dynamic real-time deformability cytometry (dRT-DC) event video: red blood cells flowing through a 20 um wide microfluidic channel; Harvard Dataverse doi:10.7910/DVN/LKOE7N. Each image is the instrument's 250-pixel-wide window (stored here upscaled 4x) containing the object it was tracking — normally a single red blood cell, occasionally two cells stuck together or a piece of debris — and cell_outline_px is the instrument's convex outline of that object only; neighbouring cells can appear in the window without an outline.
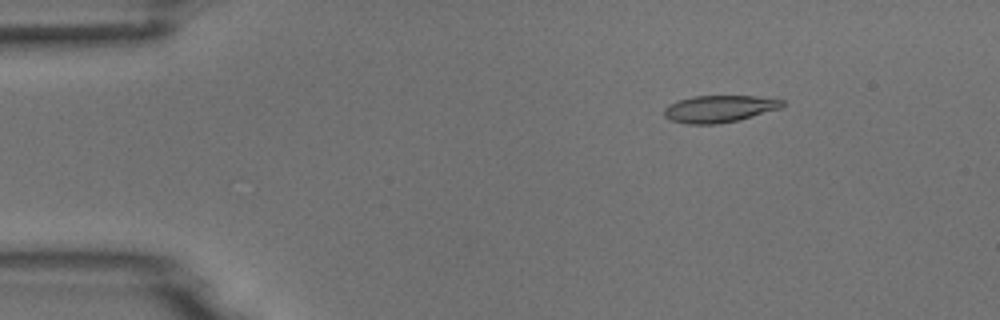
{"species": "common noctule bat (a hibernating species)", "species_latin": "Nyctalus noctula", "temperature_condition": "room temperature", "stored_images_in_passage": 53, "camera_frame_rate_fps": 3000, "um_per_image_px": 0.085, "animal": {"sex": "male", "body_mass_g": 18.8}, "frame": {"image": 1, "passage_image": 8, "time_ms": 2.333, "image_size_px": [1000, 320], "cell_outline_px": [[784, 104], [780, 108], [736, 120], [716, 124], [688, 124], [672, 120], [664, 116], [664, 108], [668, 104], [692, 96], [756, 96], [784, 100]], "centroid_in_image_um": [61.1, 9.24], "position_along_channel_um": 23.9, "area_um2": 18.32}}
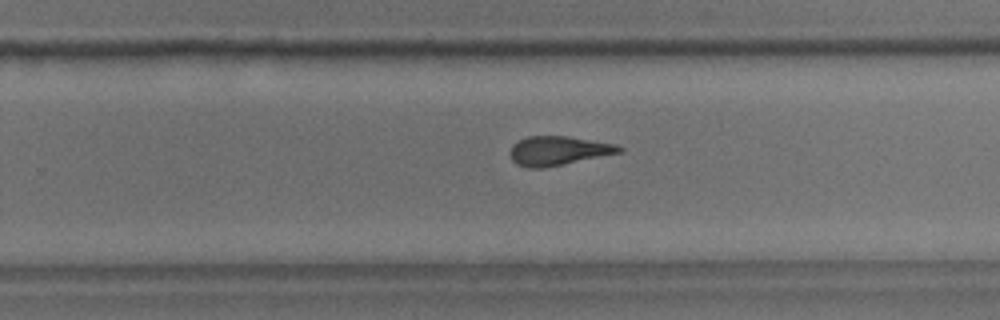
{"frame": {"image": 2, "passage_image": 34, "time_ms": 11.0, "image_size_px": [1000, 320], "cell_outline_px": [[624, 152], [544, 168], [528, 168], [516, 164], [512, 160], [508, 152], [512, 144], [528, 136], [568, 136], [616, 144], [624, 148]], "centroid_in_image_um": [47.45, 12.82], "position_along_channel_um": 282.3, "area_um2": 18.73}}
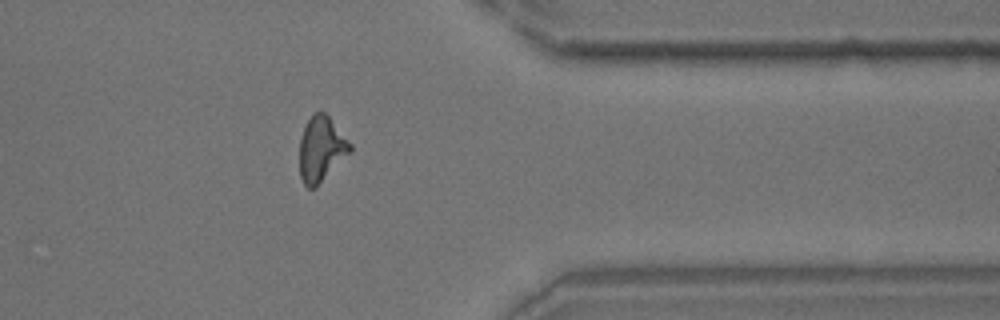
{"frame": {"image": 3, "passage_image": 43, "time_ms": 14.0, "image_size_px": [1000, 320], "cell_outline_px": [[352, 152], [316, 188], [308, 188], [304, 184], [300, 176], [300, 136], [312, 112], [324, 112], [328, 116], [352, 144]], "centroid_in_image_um": [27.32, 12.69], "position_along_channel_um": 384.1, "area_um2": 19.36}}